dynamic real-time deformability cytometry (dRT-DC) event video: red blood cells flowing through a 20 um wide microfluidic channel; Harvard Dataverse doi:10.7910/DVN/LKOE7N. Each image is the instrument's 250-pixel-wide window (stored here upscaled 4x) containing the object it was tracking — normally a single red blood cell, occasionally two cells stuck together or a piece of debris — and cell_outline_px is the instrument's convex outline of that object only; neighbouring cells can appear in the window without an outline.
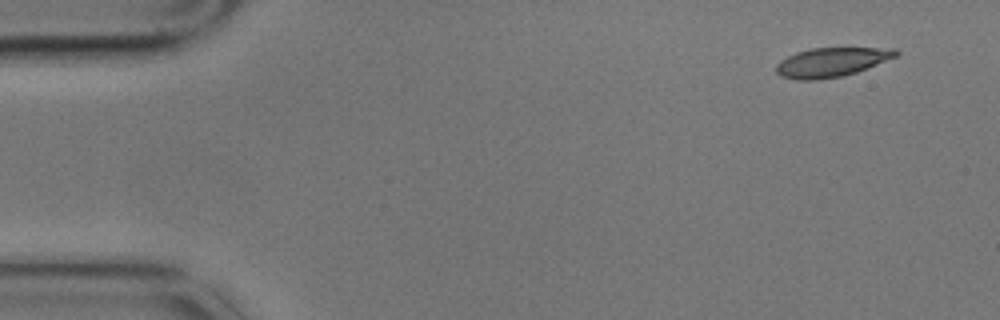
{"species": "common noctule bat (a hibernating species)", "species_latin": "Nyctalus noctula", "temperature_condition": "cold", "stored_images_in_passage": 6, "camera_frame_rate_fps": 3000, "um_per_image_px": 0.085, "animal": {"sex": "male", "body_mass_g": 17.9}, "frame": {"image": 1, "passage_image": 1, "time_ms": 0.0, "image_size_px": [1000, 320], "cell_outline_px": [[900, 52], [896, 56], [856, 72], [840, 76], [816, 80], [796, 80], [780, 76], [776, 72], [776, 64], [780, 60], [796, 52], [812, 48], [896, 48]], "centroid_in_image_um": [70.63, 5.28], "position_along_channel_um": 14.4, "area_um2": 20.23}}
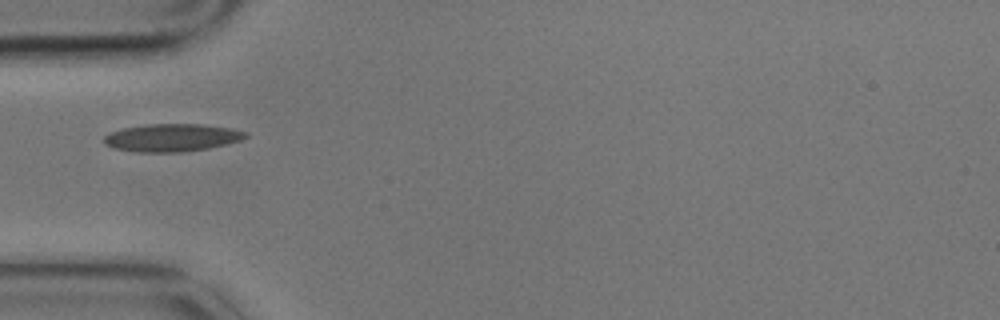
{"frame": {"image": 2, "passage_image": 5, "time_ms": 1.333, "image_size_px": [1000, 320], "cell_outline_px": [[248, 136], [240, 140], [208, 148], [180, 152], [136, 152], [112, 148], [104, 144], [104, 136], [112, 132], [124, 128], [144, 124], [204, 124], [232, 128], [248, 132]], "centroid_in_image_um": [14.6, 11.69], "position_along_channel_um": 70.4, "area_um2": 22.89}}